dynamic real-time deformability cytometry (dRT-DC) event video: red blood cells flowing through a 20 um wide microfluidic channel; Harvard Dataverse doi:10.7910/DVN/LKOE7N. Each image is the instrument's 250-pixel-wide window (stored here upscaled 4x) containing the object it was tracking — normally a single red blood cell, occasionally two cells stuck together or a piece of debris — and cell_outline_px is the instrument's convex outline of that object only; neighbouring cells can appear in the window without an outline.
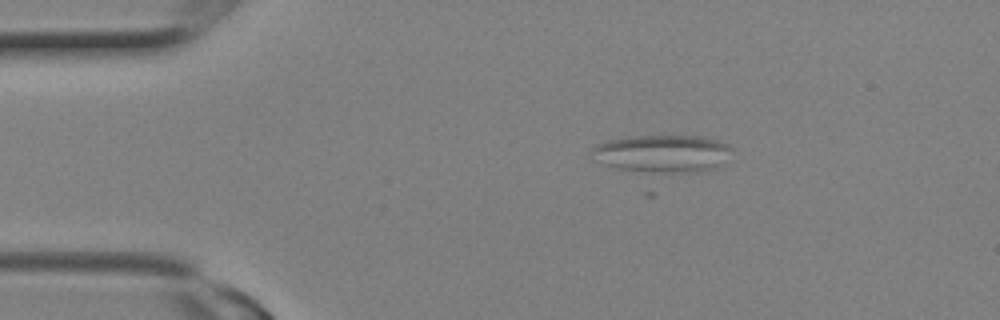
{"species": "Egyptian fruit bat (a non-hibernating species)", "species_latin": "Rousettus aegyptiacus", "temperature_condition": "room temperature", "stored_images_in_passage": 8, "camera_frame_rate_fps": 3000, "um_per_image_px": 0.085, "animal": {"sex": "female"}, "frame": {"image": 1, "passage_image": 2, "time_ms": 0.333, "image_size_px": [1000, 320], "cell_outline_px": [[732, 148], [716, 168], [696, 172], [664, 172], [616, 168], [592, 160], [592, 148], [596, 144], [608, 140], [628, 136], [700, 136], [716, 140], [728, 144]], "centroid_in_image_um": [56.24, 13.04], "position_along_channel_um": 28.8, "area_um2": 30.29}}